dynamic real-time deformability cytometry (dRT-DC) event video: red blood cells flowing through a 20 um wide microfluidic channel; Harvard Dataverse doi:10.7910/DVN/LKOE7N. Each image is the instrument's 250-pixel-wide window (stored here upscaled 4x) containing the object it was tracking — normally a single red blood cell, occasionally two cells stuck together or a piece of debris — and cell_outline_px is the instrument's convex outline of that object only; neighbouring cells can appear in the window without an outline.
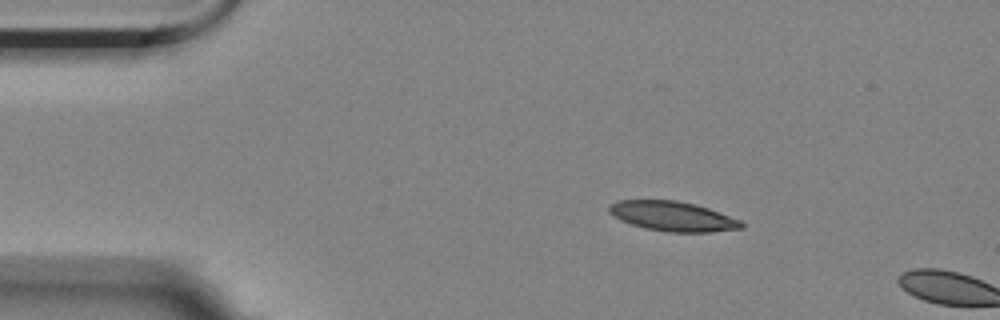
{"species": "Egyptian fruit bat (a non-hibernating species)", "species_latin": "Rousettus aegyptiacus", "temperature_condition": "room temperature", "stored_images_in_passage": 2, "camera_frame_rate_fps": 3000, "um_per_image_px": 0.085, "animal": {"sex": "female"}, "frame": {"image": 1, "passage_image": 1, "time_ms": 0.0, "image_size_px": [1000, 320], "cell_outline_px": [[744, 228], [712, 232], [668, 232], [644, 228], [620, 220], [608, 212], [608, 208], [612, 204], [620, 200], [676, 200], [696, 204], [708, 208], [740, 220], [744, 224]], "centroid_in_image_um": [57.19, 18.39], "position_along_channel_um": 27.8, "area_um2": 22.89}}